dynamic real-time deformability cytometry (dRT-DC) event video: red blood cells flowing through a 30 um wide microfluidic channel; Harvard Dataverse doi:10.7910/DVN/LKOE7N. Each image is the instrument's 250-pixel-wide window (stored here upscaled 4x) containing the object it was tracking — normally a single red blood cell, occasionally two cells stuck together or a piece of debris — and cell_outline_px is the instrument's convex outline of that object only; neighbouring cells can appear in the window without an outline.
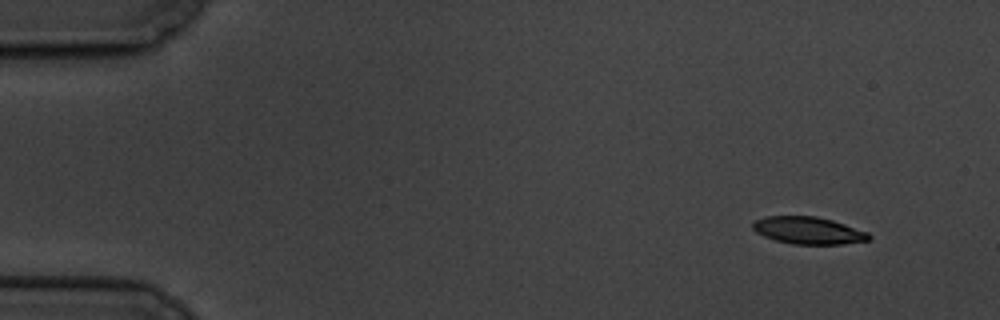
{"species": "common noctule bat (a hibernating species)", "species_latin": "Nyctalus noctula", "temperature_condition": "cold", "stored_images_in_passage": 10, "camera_frame_rate_fps": 3000, "um_per_image_px": 0.085, "animal": {"sex": "male", "body_mass_g": 19.5, "forearm_length_mm": 54.6}, "frame": {"image": 1, "passage_image": 1, "time_ms": 0.0, "image_size_px": [1000, 320], "cell_outline_px": [[872, 236], [868, 240], [844, 244], [792, 244], [776, 240], [764, 236], [756, 232], [752, 228], [752, 224], [756, 220], [764, 216], [816, 216], [832, 220], [868, 232]], "centroid_in_image_um": [68.7, 19.59], "position_along_channel_um": 16.3, "area_um2": 18.38}}
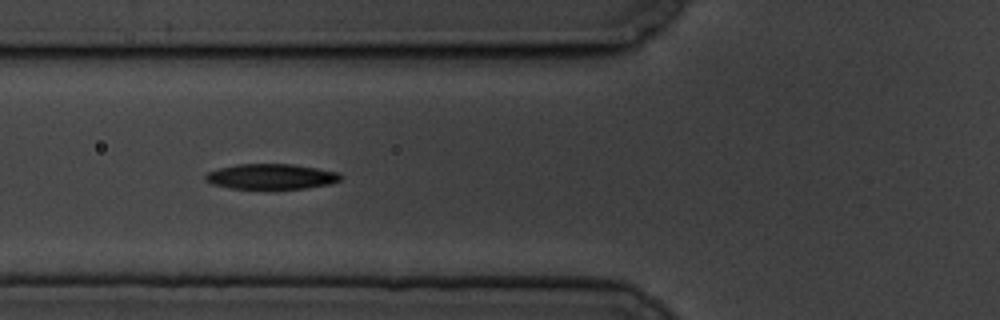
{"frame": {"image": 2, "passage_image": 6, "time_ms": 5.667, "image_size_px": [1000, 320], "cell_outline_px": [[344, 176], [340, 180], [332, 184], [276, 192], [272, 192], [228, 188], [212, 184], [204, 180], [204, 176], [208, 172], [220, 168], [236, 164], [292, 164], [340, 172]], "centroid_in_image_um": [23.06, 15.06], "position_along_channel_um": 102.7, "area_um2": 21.1}}
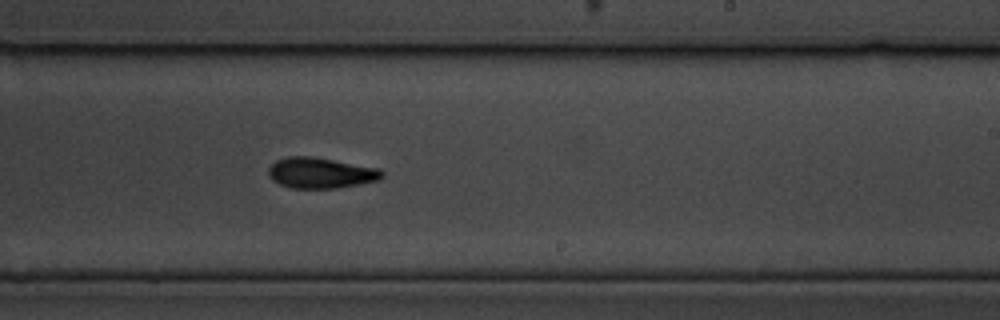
{"frame": {"image": 3, "passage_image": 10, "time_ms": 10.333, "image_size_px": [1000, 320], "cell_outline_px": [[384, 176], [380, 180], [336, 188], [292, 188], [280, 184], [272, 180], [268, 172], [268, 168], [276, 160], [288, 156], [312, 156], [380, 168], [384, 172]], "centroid_in_image_um": [27.28, 14.69], "position_along_channel_um": 261.7, "area_um2": 20.4}}